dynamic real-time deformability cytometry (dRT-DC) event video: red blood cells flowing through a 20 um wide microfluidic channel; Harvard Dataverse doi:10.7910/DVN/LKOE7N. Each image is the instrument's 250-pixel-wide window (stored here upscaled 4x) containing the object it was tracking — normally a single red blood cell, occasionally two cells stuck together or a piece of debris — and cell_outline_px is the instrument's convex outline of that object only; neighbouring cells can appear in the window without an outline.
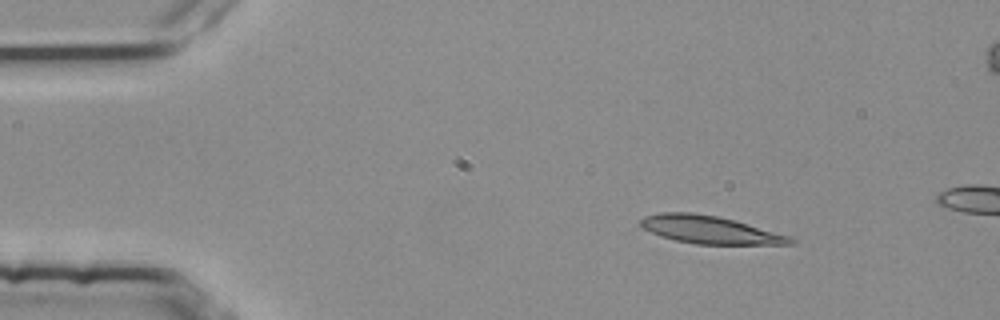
{"species": "common noctule bat (a hibernating species)", "species_latin": "Nyctalus noctula", "temperature_condition": "room temperature", "stored_images_in_passage": 4, "camera_frame_rate_fps": 3000, "um_per_image_px": 0.085, "animal": {"sex": "female", "body_mass_g": 25.1}, "frame": {"image": 1, "passage_image": 2, "time_ms": 0.333, "image_size_px": [1000, 320], "cell_outline_px": [[796, 240], [792, 244], [696, 244], [676, 240], [660, 236], [644, 228], [640, 224], [640, 220], [644, 216], [660, 212], [696, 212], [720, 216], [736, 220], [788, 236]], "centroid_in_image_um": [60.31, 19.51], "position_along_channel_um": 24.7, "area_um2": 24.16}}